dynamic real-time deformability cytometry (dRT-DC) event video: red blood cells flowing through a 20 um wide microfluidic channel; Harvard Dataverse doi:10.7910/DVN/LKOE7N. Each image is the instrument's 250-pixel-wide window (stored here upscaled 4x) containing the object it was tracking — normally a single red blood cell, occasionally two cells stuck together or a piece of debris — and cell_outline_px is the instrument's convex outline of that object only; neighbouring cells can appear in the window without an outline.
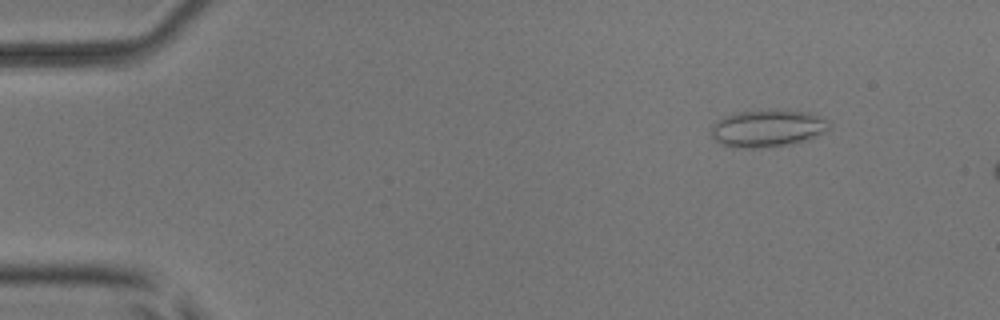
{"species": "common noctule bat (a hibernating species)", "species_latin": "Nyctalus noctula", "temperature_condition": "room temperature", "stored_images_in_passage": 3, "camera_frame_rate_fps": 3000, "um_per_image_px": 0.085, "animal": {"sex": "male", "body_mass_g": 17.9, "forearm_length_mm": 54.2}, "frame": {"image": 1, "passage_image": 1, "time_ms": 0.0, "image_size_px": [1000, 320], "cell_outline_px": [[832, 128], [808, 140], [792, 144], [764, 148], [732, 148], [720, 144], [712, 136], [712, 124], [716, 120], [724, 116], [736, 112], [768, 108], [776, 108], [812, 112], [824, 116], [832, 124]], "centroid_in_image_um": [65.3, 10.88], "position_along_channel_um": 19.7, "area_um2": 26.82}}